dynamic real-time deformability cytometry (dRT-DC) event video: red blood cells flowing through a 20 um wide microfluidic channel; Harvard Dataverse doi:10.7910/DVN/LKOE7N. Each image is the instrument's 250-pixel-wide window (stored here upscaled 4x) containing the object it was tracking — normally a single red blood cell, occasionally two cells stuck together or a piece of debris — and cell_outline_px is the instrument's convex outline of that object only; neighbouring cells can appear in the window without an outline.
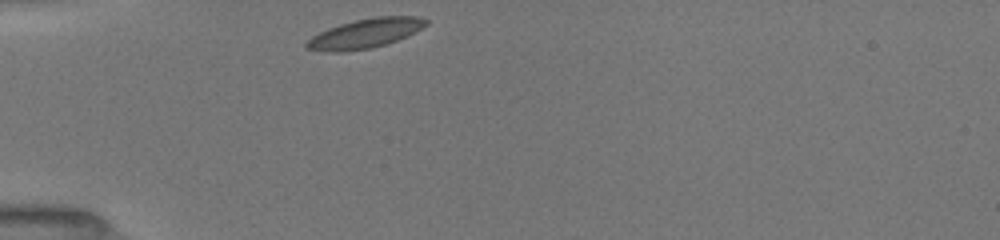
{"species": "common noctule bat (a hibernating species)", "species_latin": "Nyctalus noctula", "temperature_condition": "room temperature", "stored_images_in_passage": 30, "camera_frame_rate_fps": 3000, "um_per_image_px": 0.085, "animal": {"sex": "female", "body_mass_g": 19.5, "forearm_length_mm": 54.1}, "frame": {"image": 1, "passage_image": 1, "time_ms": 0.0, "image_size_px": [1000, 240], "cell_outline_px": [[428, 24], [396, 40], [372, 48], [344, 52], [324, 52], [304, 48], [304, 44], [312, 36], [328, 28], [340, 24], [356, 20], [376, 16], [416, 16], [428, 20]], "centroid_in_image_um": [30.97, 2.85], "position_along_channel_um": 54.0, "area_um2": 20.29}}
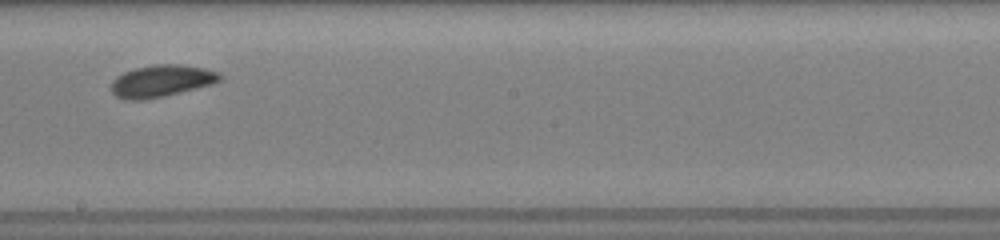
{"frame": {"image": 2, "passage_image": 16, "time_ms": 5.0, "image_size_px": [1000, 240], "cell_outline_px": [[220, 80], [212, 84], [164, 96], [144, 100], [124, 100], [116, 96], [108, 88], [112, 80], [116, 76], [124, 72], [136, 68], [156, 64], [180, 64], [204, 68], [220, 72]], "centroid_in_image_um": [13.66, 6.89], "position_along_channel_um": 234.5, "area_um2": 20.35}}
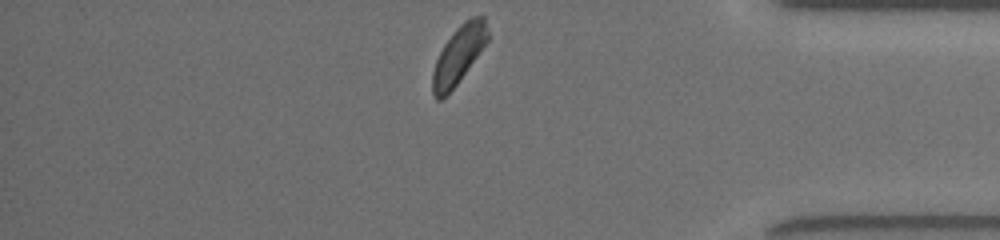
{"frame": {"image": 3, "passage_image": 30, "time_ms": 9.667, "image_size_px": [1000, 240], "cell_outline_px": [[488, 40], [456, 84], [440, 100], [436, 100], [432, 96], [432, 72], [436, 60], [444, 44], [456, 28], [464, 20], [472, 16], [484, 16], [488, 32]], "centroid_in_image_um": [38.96, 4.65], "position_along_channel_um": 396.2, "area_um2": 18.15}, "authors_computed_cell_mechanics": {"area_um2": 19.4786, "velocity_mm_per_s": 3.9364, "shape_relaxation_time_tau1_ms": 2.2643, "shape_relaxation_time_tau2_ms": null, "deformation_change_tau1": 0.0993, "deformation_change_tau2": null}}